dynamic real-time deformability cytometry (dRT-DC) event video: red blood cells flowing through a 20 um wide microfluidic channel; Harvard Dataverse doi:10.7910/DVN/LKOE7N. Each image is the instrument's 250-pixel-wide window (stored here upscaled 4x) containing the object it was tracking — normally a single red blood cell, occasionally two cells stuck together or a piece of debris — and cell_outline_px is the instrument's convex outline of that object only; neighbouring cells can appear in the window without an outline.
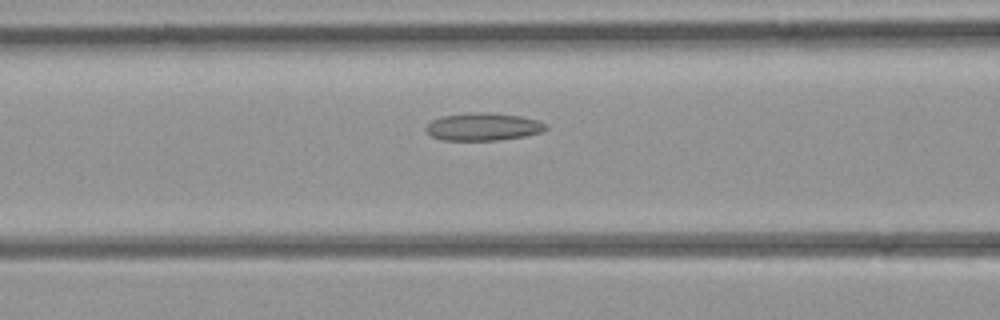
{"species": "common noctule bat (a hibernating species)", "species_latin": "Nyctalus noctula", "temperature_condition": "room temperature", "stored_images_in_passage": 27, "camera_frame_rate_fps": 3000, "um_per_image_px": 0.085, "animal": {"sex": "female", "body_mass_g": 21.9}, "frame": {"image": 1, "passage_image": 5, "time_ms": 1.333, "image_size_px": [1000, 320], "cell_outline_px": [[548, 128], [540, 132], [524, 136], [496, 140], [440, 140], [432, 136], [424, 128], [432, 120], [440, 116], [476, 112], [484, 112], [520, 116], [536, 120], [548, 124]], "centroid_in_image_um": [41.05, 10.77], "position_along_channel_um": 125.6, "area_um2": 19.19}}
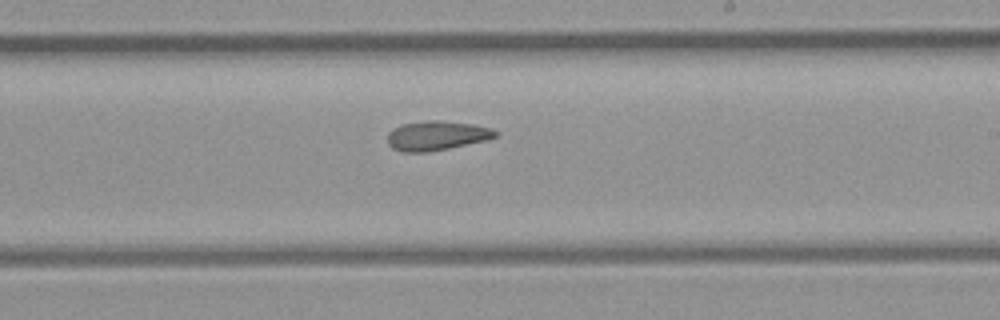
{"frame": {"image": 2, "passage_image": 13, "time_ms": 4.0, "image_size_px": [1000, 320], "cell_outline_px": [[500, 132], [496, 136], [488, 140], [428, 152], [404, 152], [392, 148], [388, 144], [388, 132], [392, 128], [400, 124], [428, 120], [440, 120], [472, 124], [492, 128]], "centroid_in_image_um": [37.11, 11.52], "position_along_channel_um": 251.9, "area_um2": 18.67}}
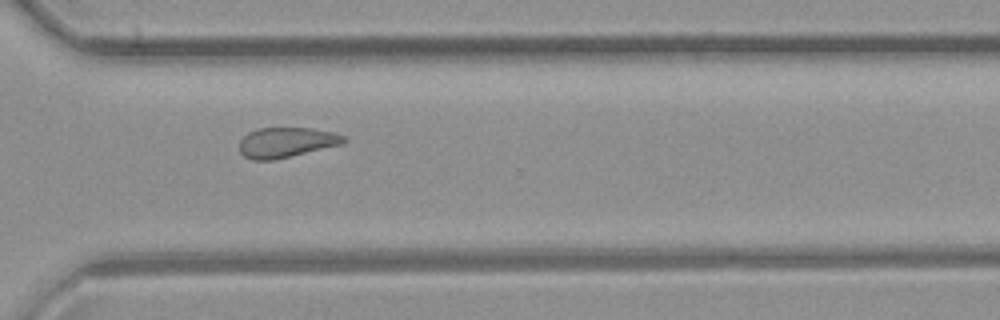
{"frame": {"image": 3, "passage_image": 19, "time_ms": 6.0, "image_size_px": [1000, 320], "cell_outline_px": [[348, 140], [344, 144], [272, 160], [252, 160], [244, 156], [240, 152], [240, 140], [248, 132], [260, 128], [312, 128], [332, 132], [344, 136]], "centroid_in_image_um": [24.35, 12.1], "position_along_channel_um": 346.2, "area_um2": 18.26}}